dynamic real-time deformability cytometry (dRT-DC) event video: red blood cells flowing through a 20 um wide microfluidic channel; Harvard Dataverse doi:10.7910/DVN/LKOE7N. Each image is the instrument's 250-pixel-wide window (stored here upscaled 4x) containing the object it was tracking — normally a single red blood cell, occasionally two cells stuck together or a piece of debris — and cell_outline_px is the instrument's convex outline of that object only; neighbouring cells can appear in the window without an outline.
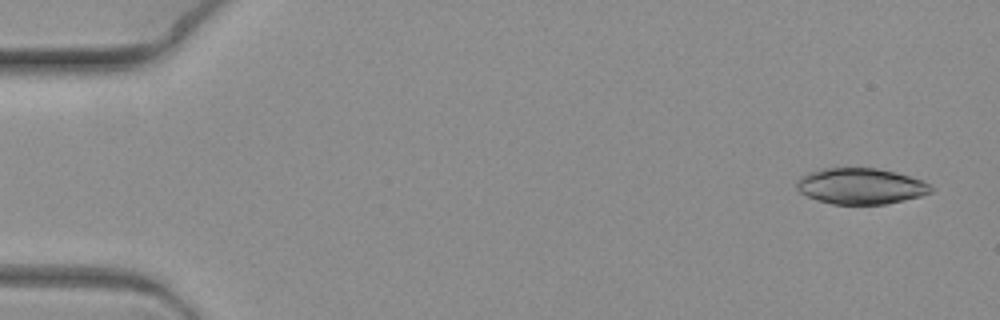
{"species": "common noctule bat (a hibernating species)", "species_latin": "Nyctalus noctula", "temperature_condition": "warm", "stored_images_in_passage": 7, "camera_frame_rate_fps": 3000, "um_per_image_px": 0.085, "animal": {"sex": "female", "body_mass_g": 19.3, "forearm_length_mm": 54.1}, "frame": {"image": 1, "passage_image": 1, "time_ms": 0.0, "image_size_px": [1000, 320], "cell_outline_px": [[932, 192], [920, 196], [904, 200], [884, 204], [832, 204], [816, 200], [800, 192], [796, 188], [796, 180], [800, 176], [808, 172], [824, 168], [876, 168], [896, 172], [920, 180], [928, 184], [932, 188]], "centroid_in_image_um": [73.11, 15.82], "position_along_channel_um": 11.9, "area_um2": 28.09}}
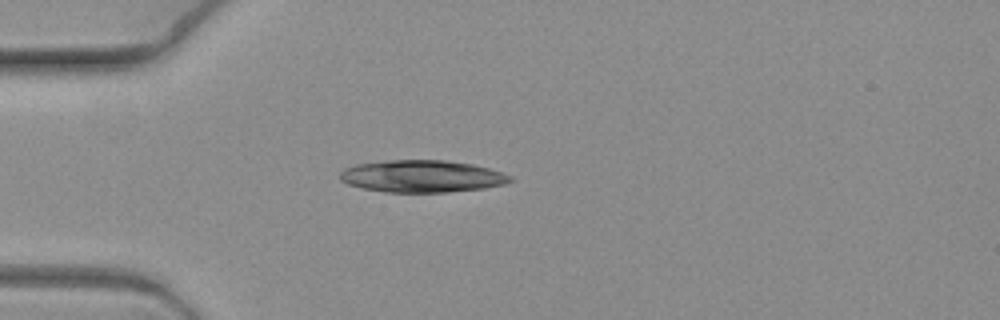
{"frame": {"image": 2, "passage_image": 5, "time_ms": 1.333, "image_size_px": [1000, 320], "cell_outline_px": [[512, 180], [504, 184], [484, 188], [448, 192], [384, 192], [364, 188], [348, 184], [340, 180], [340, 172], [344, 168], [356, 164], [388, 160], [448, 160], [472, 164], [488, 168], [512, 176]], "centroid_in_image_um": [35.85, 14.98], "position_along_channel_um": 49.2, "area_um2": 31.85}}